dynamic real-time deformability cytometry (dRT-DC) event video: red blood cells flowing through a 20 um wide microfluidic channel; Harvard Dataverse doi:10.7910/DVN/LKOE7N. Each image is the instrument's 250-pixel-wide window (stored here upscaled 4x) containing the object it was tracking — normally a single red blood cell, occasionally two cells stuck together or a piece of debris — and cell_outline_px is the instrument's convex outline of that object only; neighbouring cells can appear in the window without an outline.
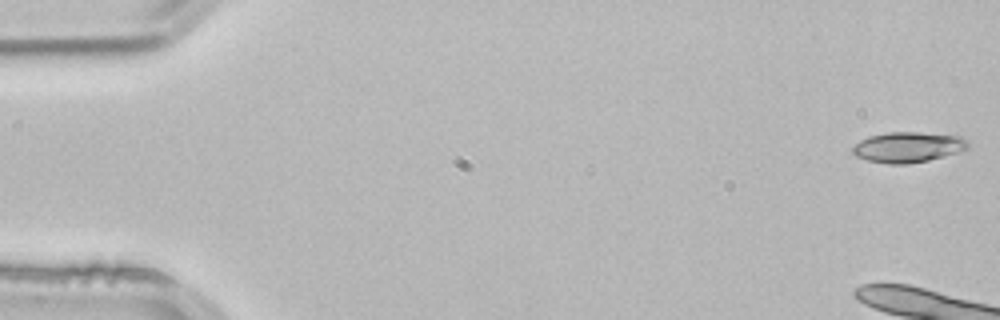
{"species": "common noctule bat (a hibernating species)", "species_latin": "Nyctalus noctula", "temperature_condition": "room temperature", "stored_images_in_passage": 10, "camera_frame_rate_fps": 3000, "um_per_image_px": 0.085, "animal": {"sex": "male", "body_mass_g": 21.5, "forearm_length_mm": 52.0}, "frame": {"image": 1, "passage_image": 1, "time_ms": 0.0, "image_size_px": [1000, 320], "cell_outline_px": [[968, 148], [944, 156], [928, 160], [908, 164], [888, 164], [868, 160], [856, 156], [852, 152], [852, 148], [860, 140], [868, 136], [888, 132], [920, 132], [960, 136], [968, 140]], "centroid_in_image_um": [77.16, 12.5], "position_along_channel_um": 7.8, "area_um2": 20.4}}